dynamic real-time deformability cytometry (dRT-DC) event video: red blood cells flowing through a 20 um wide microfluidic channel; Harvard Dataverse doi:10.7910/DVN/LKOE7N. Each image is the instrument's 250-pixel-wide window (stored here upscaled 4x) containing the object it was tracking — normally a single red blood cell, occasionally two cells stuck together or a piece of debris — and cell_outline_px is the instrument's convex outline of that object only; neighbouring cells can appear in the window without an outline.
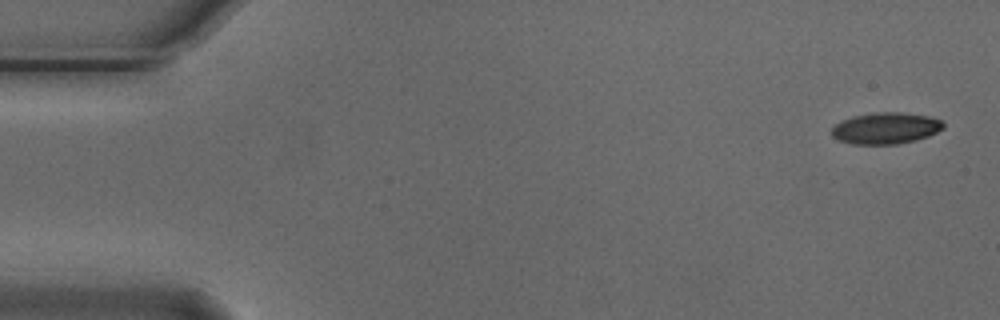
{"species": "Egyptian fruit bat (a non-hibernating species)", "species_latin": "Rousettus aegyptiacus", "temperature_condition": "cold", "stored_images_in_passage": 5, "camera_frame_rate_fps": 3000, "um_per_image_px": 0.085, "animal": {"sex": "male"}, "frame": {"image": 1, "passage_image": 1, "time_ms": 0.0, "image_size_px": [1000, 320], "cell_outline_px": [[944, 128], [928, 136], [916, 140], [896, 144], [852, 144], [836, 140], [832, 136], [832, 128], [840, 120], [852, 116], [872, 112], [900, 112], [928, 116], [940, 120], [944, 124]], "centroid_in_image_um": [75.24, 10.89], "position_along_channel_um": 9.8, "area_um2": 20.58}}
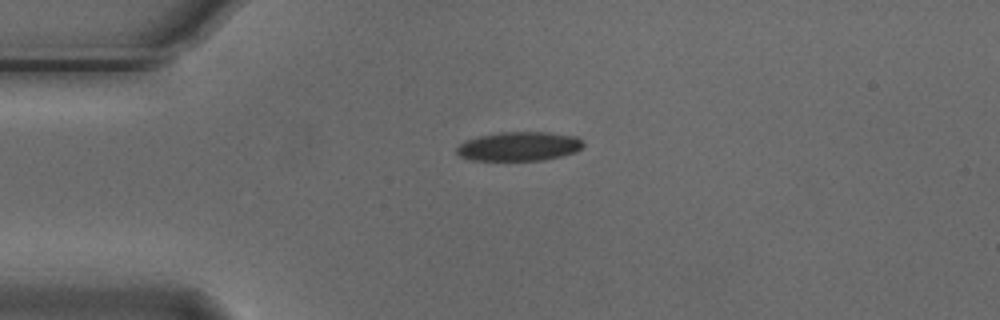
{"frame": {"image": 2, "passage_image": 4, "time_ms": 1.0, "image_size_px": [1000, 320], "cell_outline_px": [[584, 144], [576, 152], [544, 160], [468, 160], [460, 156], [456, 152], [456, 148], [460, 144], [468, 140], [480, 136], [500, 132], [548, 132], [576, 136]], "centroid_in_image_um": [44.11, 12.44], "position_along_channel_um": 40.9, "area_um2": 21.33}}